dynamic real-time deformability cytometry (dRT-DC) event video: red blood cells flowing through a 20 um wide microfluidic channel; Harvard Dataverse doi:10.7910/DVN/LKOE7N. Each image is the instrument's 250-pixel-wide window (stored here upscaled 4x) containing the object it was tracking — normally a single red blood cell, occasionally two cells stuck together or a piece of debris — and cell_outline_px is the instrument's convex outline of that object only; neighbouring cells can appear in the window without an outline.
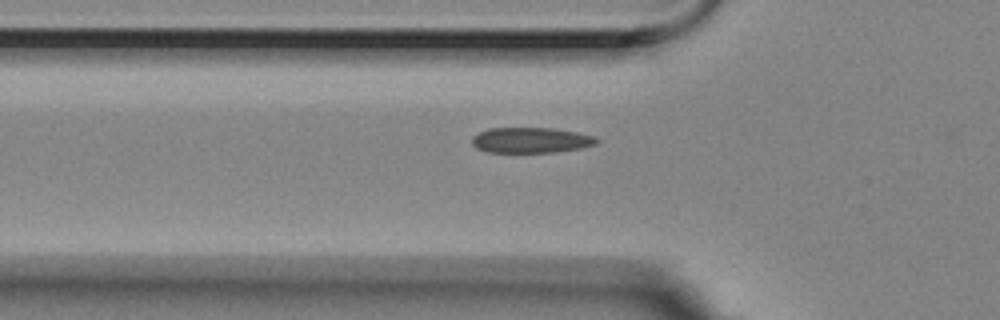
{"species": "Egyptian fruit bat (a non-hibernating species)", "species_latin": "Rousettus aegyptiacus", "temperature_condition": "room temperature", "stored_images_in_passage": 3, "camera_frame_rate_fps": 3000, "um_per_image_px": 0.085, "animal": {"sex": "female"}, "frame": {"image": 1, "passage_image": 2, "time_ms": 0.333, "image_size_px": [1000, 320], "cell_outline_px": [[600, 140], [596, 144], [580, 148], [556, 152], [484, 152], [476, 148], [472, 144], [472, 136], [488, 128], [552, 128], [576, 132], [596, 136]], "centroid_in_image_um": [45.12, 11.91], "position_along_channel_um": 80.7, "area_um2": 18.61}}
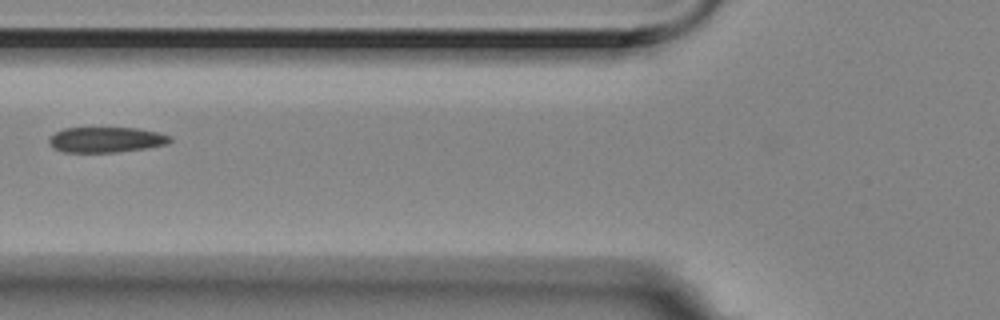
{"frame": {"image": 2, "passage_image": 3, "time_ms": 0.667, "image_size_px": [1000, 320], "cell_outline_px": [[172, 140], [168, 144], [144, 148], [116, 152], [64, 152], [52, 148], [48, 144], [48, 140], [56, 132], [64, 128], [136, 128], [160, 132], [172, 136]], "centroid_in_image_um": [9.03, 11.87], "position_along_channel_um": 116.8, "area_um2": 17.98}}